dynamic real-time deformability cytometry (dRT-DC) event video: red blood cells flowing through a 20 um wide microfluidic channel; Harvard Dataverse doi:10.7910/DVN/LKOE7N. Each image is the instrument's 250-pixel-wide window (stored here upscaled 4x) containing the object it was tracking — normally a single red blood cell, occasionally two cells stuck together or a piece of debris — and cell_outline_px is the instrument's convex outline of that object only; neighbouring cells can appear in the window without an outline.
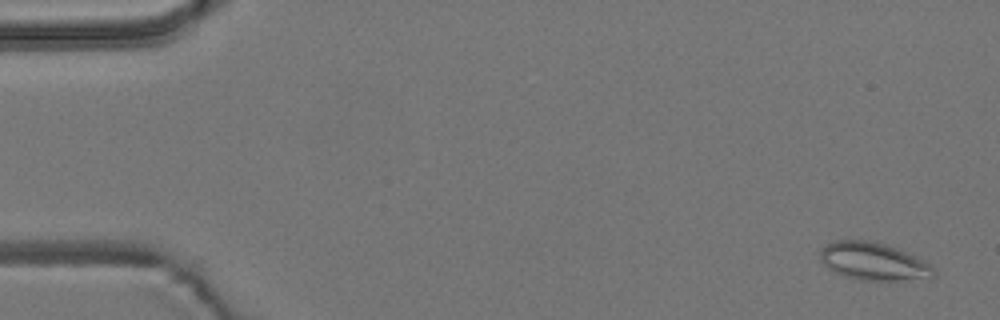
{"species": "common noctule bat (a hibernating species)", "species_latin": "Nyctalus noctula", "temperature_condition": "room temperature", "stored_images_in_passage": 4, "camera_frame_rate_fps": 3000, "um_per_image_px": 0.085, "animal": {"sex": "male", "body_mass_g": 19.2, "forearm_length_mm": 51.8}, "frame": {"image": 1, "passage_image": 1, "time_ms": 0.0, "image_size_px": [1000, 320], "cell_outline_px": [[936, 272], [932, 276], [900, 280], [860, 280], [844, 276], [832, 272], [820, 260], [820, 248], [832, 240], [872, 240], [888, 244], [928, 264]], "centroid_in_image_um": [74.12, 22.2], "position_along_channel_um": 10.9, "area_um2": 24.68}}